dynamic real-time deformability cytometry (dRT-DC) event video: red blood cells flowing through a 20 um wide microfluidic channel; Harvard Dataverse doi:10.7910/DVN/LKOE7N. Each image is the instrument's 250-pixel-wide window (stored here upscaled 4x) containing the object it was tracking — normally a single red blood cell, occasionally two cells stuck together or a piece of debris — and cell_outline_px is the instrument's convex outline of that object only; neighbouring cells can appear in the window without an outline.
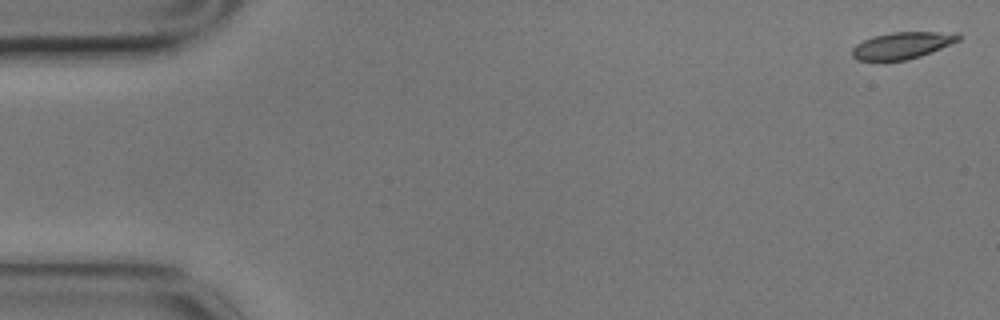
{"species": "common noctule bat (a hibernating species)", "species_latin": "Nyctalus noctula", "temperature_condition": "cold", "stored_images_in_passage": 6, "camera_frame_rate_fps": 3000, "um_per_image_px": 0.085, "animal": {"sex": "male", "body_mass_g": 17.9}, "frame": {"image": 1, "passage_image": 1, "time_ms": 0.0, "image_size_px": [1000, 320], "cell_outline_px": [[960, 40], [920, 56], [908, 60], [884, 64], [856, 60], [852, 56], [852, 48], [856, 44], [872, 36], [892, 32], [960, 32]], "centroid_in_image_um": [76.61, 3.91], "position_along_channel_um": 8.4, "area_um2": 17.28}}
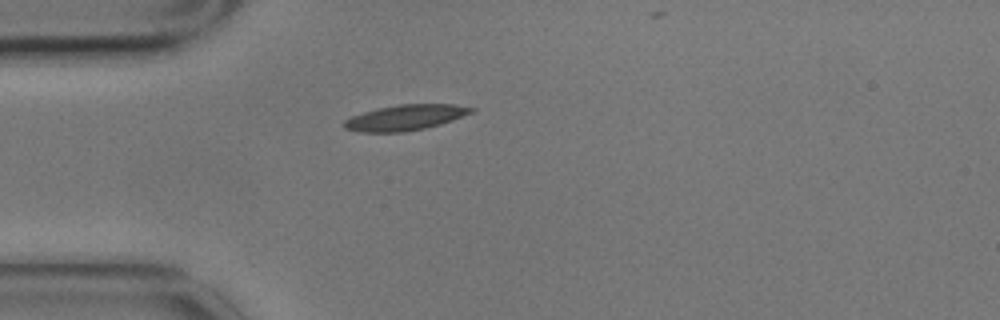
{"frame": {"image": 2, "passage_image": 5, "time_ms": 1.333, "image_size_px": [1000, 320], "cell_outline_px": [[476, 112], [440, 124], [424, 128], [404, 132], [360, 132], [344, 128], [344, 120], [352, 116], [376, 108], [400, 104], [456, 104], [476, 108]], "centroid_in_image_um": [34.5, 9.98], "position_along_channel_um": 50.5, "area_um2": 19.02}}